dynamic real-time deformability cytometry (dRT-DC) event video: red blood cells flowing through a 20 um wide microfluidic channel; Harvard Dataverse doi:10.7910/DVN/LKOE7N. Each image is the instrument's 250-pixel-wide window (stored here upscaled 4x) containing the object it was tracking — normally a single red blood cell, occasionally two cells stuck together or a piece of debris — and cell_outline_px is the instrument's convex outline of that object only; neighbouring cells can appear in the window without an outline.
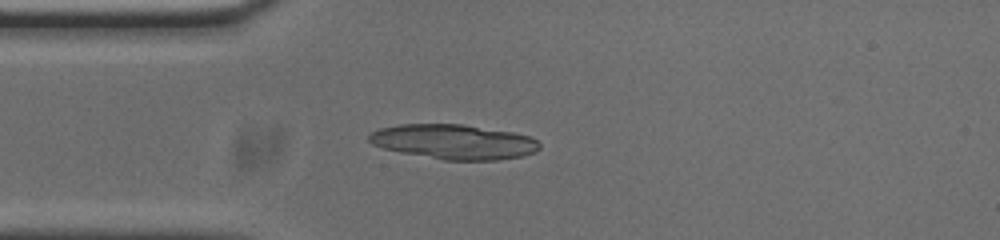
{"species": "common noctule bat (a hibernating species)", "species_latin": "Nyctalus noctula", "temperature_condition": "cold", "stored_images_in_passage": 41, "camera_frame_rate_fps": 3000, "um_per_image_px": 0.085, "animal": {"sex": "male", "body_mass_g": 20.0, "forearm_length_mm": 53.3}, "frame": {"image": 1, "passage_image": 1, "time_ms": 0.0, "image_size_px": [1000, 240], "cell_outline_px": [[536, 148], [528, 152], [516, 156], [480, 160], [456, 160], [392, 148], [376, 132], [388, 128], [412, 124], [452, 124], [524, 136], [536, 140]], "centroid_in_image_um": [38.8, 12.04], "position_along_channel_um": 46.2, "area_um2": 29.71}}
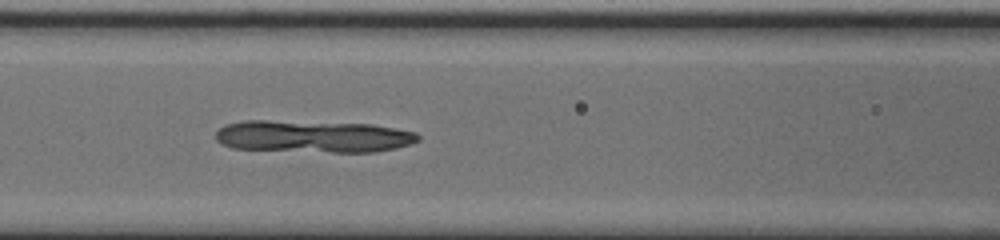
{"frame": {"image": 2, "passage_image": 9, "time_ms": 2.667, "image_size_px": [1000, 240], "cell_outline_px": [[416, 140], [404, 144], [388, 148], [360, 152], [348, 152], [240, 148], [228, 144], [220, 140], [216, 136], [224, 128], [232, 124], [360, 124], [388, 128], [408, 132], [416, 136]], "centroid_in_image_um": [26.7, 11.66], "position_along_channel_um": 139.9, "area_um2": 33.0}}
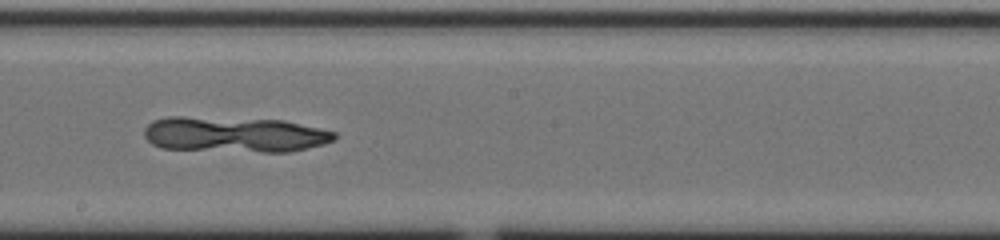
{"frame": {"image": 3, "passage_image": 16, "time_ms": 5.0, "image_size_px": [1000, 240], "cell_outline_px": [[336, 136], [332, 140], [300, 148], [168, 148], [156, 144], [148, 136], [148, 128], [156, 120], [276, 120], [332, 132]], "centroid_in_image_um": [19.97, 11.42], "position_along_channel_um": 228.2, "area_um2": 33.12}}